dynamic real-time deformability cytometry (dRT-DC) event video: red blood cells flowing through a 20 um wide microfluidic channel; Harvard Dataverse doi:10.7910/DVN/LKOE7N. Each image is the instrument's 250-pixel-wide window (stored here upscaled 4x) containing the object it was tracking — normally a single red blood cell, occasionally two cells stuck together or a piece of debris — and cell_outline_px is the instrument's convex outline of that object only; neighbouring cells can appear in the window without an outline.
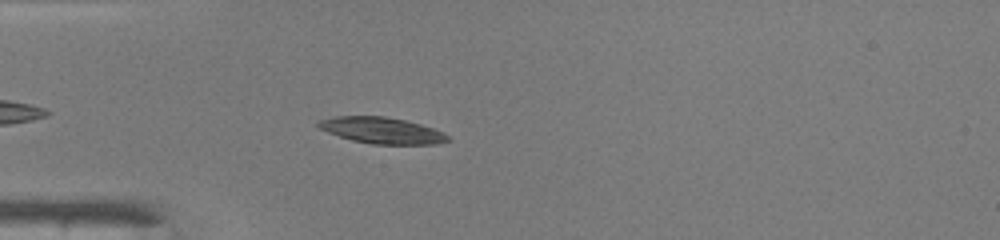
{"species": "common noctule bat (a hibernating species)", "species_latin": "Nyctalus noctula", "temperature_condition": "warm", "stored_images_in_passage": 39, "camera_frame_rate_fps": 3000, "um_per_image_px": 0.085, "animal": {"sex": "male", "body_mass_g": 19.0, "forearm_length_mm": 50.8}, "frame": {"image": 1, "passage_image": 5, "time_ms": 1.333, "image_size_px": [1000, 240], "cell_outline_px": [[452, 140], [436, 144], [372, 144], [352, 140], [328, 132], [320, 128], [316, 124], [320, 120], [336, 116], [384, 116], [404, 120], [420, 124], [444, 132]], "centroid_in_image_um": [32.48, 11.09], "position_along_channel_um": 52.5, "area_um2": 19.65}}
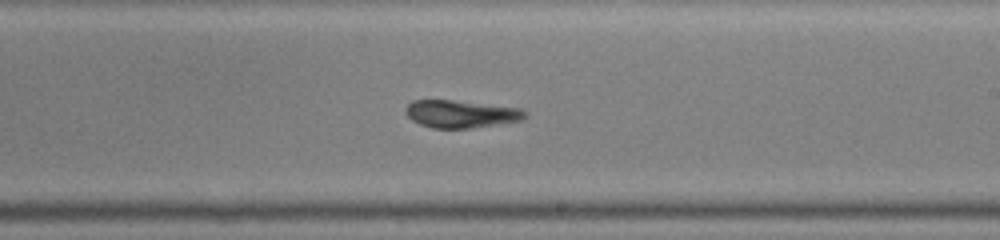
{"frame": {"image": 2, "passage_image": 20, "time_ms": 6.333, "image_size_px": [1000, 240], "cell_outline_px": [[528, 112], [520, 120], [468, 128], [432, 128], [420, 124], [412, 120], [404, 112], [404, 108], [412, 100], [452, 100], [520, 108]], "centroid_in_image_um": [39.11, 9.67], "position_along_channel_um": 249.9, "area_um2": 18.9}}
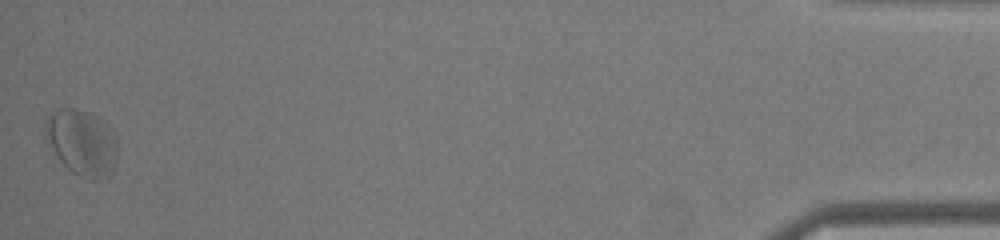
{"frame": {"image": 3, "passage_image": 39, "time_ms": 12.667, "image_size_px": [1000, 240], "cell_outline_px": [[116, 164], [112, 172], [104, 180], [92, 180], [80, 176], [72, 172], [60, 160], [44, 136], [44, 124], [52, 112], [56, 108], [72, 108], [88, 112], [104, 120], [116, 132]], "centroid_in_image_um": [6.99, 12.11], "position_along_channel_um": 428.2, "area_um2": 28.09}, "authors_computed_cell_mechanics": {"area_um2": 19.941, "velocity_mm_per_s": 4.1674, "shape_relaxation_time_tau1_ms": 3.5766, "shape_relaxation_time_tau2_ms": 1.0701, "deformation_change_tau1": 0.0679, "deformation_change_tau2": 0.0782}}